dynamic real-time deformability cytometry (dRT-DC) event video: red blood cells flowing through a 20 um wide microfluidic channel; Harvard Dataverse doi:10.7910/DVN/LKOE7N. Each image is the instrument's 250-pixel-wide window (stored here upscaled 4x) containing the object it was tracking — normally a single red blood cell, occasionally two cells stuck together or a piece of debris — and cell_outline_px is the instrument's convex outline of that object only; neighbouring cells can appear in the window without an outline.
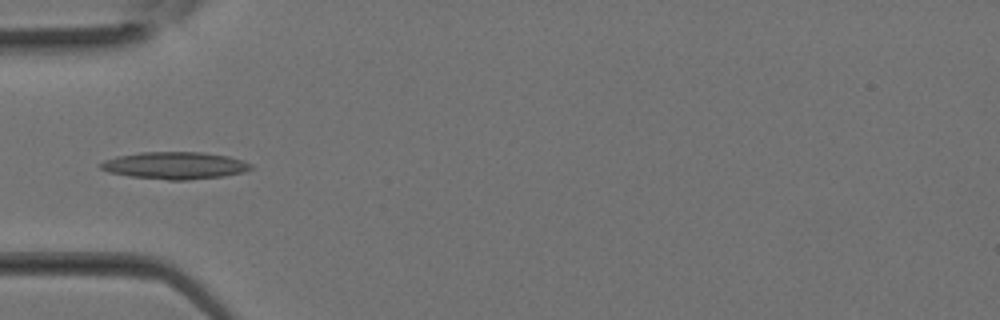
{"species": "Egyptian fruit bat (a non-hibernating species)", "species_latin": "Rousettus aegyptiacus", "temperature_condition": "room temperature", "stored_images_in_passage": 7, "camera_frame_rate_fps": 3000, "um_per_image_px": 0.085, "animal": {"sex": "female"}, "frame": {"image": 1, "passage_image": 2, "time_ms": 0.333, "image_size_px": [1000, 320], "cell_outline_px": [[252, 168], [244, 172], [224, 176], [188, 180], [168, 180], [128, 176], [108, 172], [100, 168], [100, 164], [104, 160], [116, 156], [140, 152], [204, 152], [228, 156], [252, 164]], "centroid_in_image_um": [14.85, 14.06], "position_along_channel_um": 70.2, "area_um2": 23.87}}
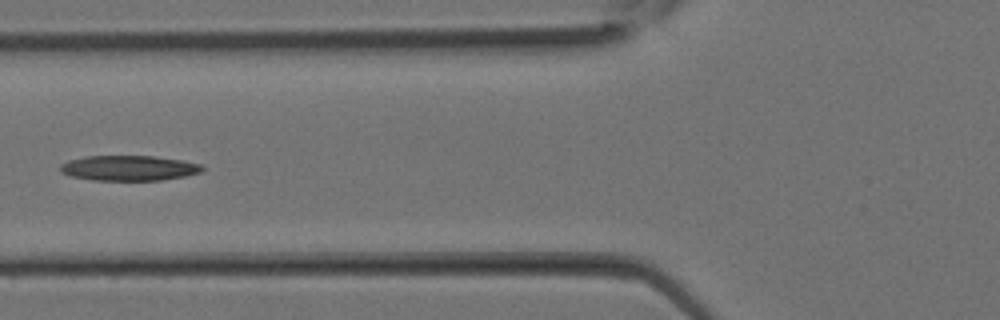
{"frame": {"image": 2, "passage_image": 4, "time_ms": 1.0, "image_size_px": [1000, 320], "cell_outline_px": [[204, 168], [200, 172], [184, 176], [160, 180], [92, 180], [72, 176], [60, 172], [60, 164], [68, 160], [88, 156], [152, 156], [184, 160], [200, 164]], "centroid_in_image_um": [10.94, 14.28], "position_along_channel_um": 114.9, "area_um2": 20.75}}
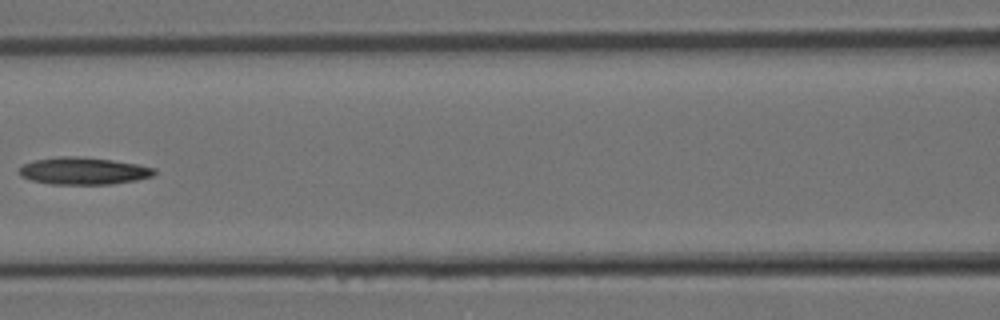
{"frame": {"image": 3, "passage_image": 6, "time_ms": 1.667, "image_size_px": [1000, 320], "cell_outline_px": [[156, 172], [152, 176], [136, 180], [112, 184], [52, 184], [32, 180], [20, 176], [20, 168], [24, 164], [36, 160], [60, 156], [80, 156], [112, 160], [136, 164], [156, 168]], "centroid_in_image_um": [7.12, 14.53], "position_along_channel_um": 159.5, "area_um2": 21.27}}